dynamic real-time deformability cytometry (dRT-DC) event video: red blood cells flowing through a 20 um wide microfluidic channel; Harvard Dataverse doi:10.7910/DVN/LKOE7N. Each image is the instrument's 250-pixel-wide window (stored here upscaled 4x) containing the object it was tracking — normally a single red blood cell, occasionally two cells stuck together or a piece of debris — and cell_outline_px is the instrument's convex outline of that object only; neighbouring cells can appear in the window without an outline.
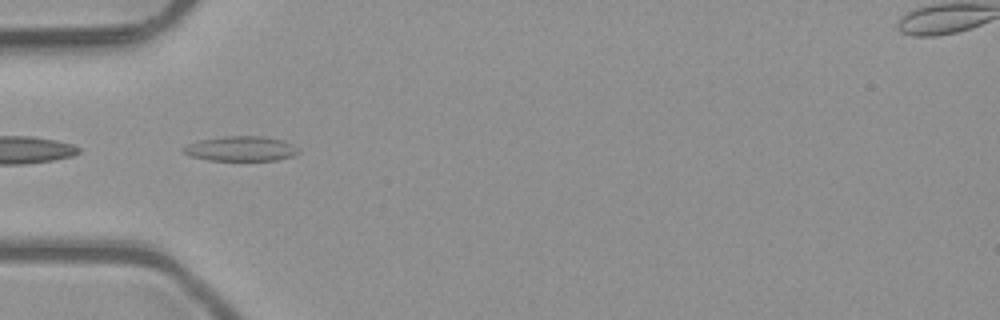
{"species": "common noctule bat (a hibernating species)", "species_latin": "Nyctalus noctula", "temperature_condition": "room temperature", "stored_images_in_passage": 3, "camera_frame_rate_fps": 3000, "um_per_image_px": 0.085, "animal": {"sex": "male", "body_mass_g": 23.1, "forearm_length_mm": 52.7}, "frame": {"image": 1, "passage_image": 1, "time_ms": 0.0, "image_size_px": [1000, 320], "cell_outline_px": [[300, 152], [292, 156], [276, 160], [208, 160], [192, 156], [184, 152], [180, 148], [188, 144], [200, 140], [224, 136], [264, 136], [284, 140], [300, 148]], "centroid_in_image_um": [20.51, 12.63], "position_along_channel_um": 64.5, "area_um2": 16.7}}
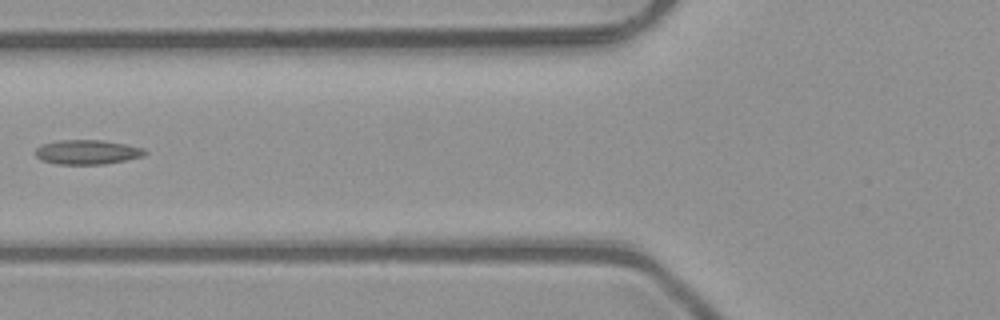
{"frame": {"image": 2, "passage_image": 2, "time_ms": 0.333, "image_size_px": [1000, 320], "cell_outline_px": [[148, 152], [144, 156], [104, 164], [56, 164], [40, 160], [36, 156], [36, 148], [40, 144], [60, 140], [104, 140], [144, 148]], "centroid_in_image_um": [7.4, 12.92], "position_along_channel_um": 118.4, "area_um2": 15.66}}
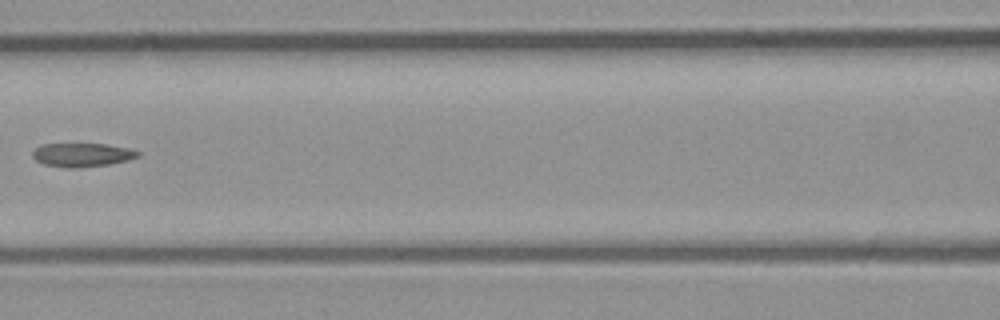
{"frame": {"image": 3, "passage_image": 3, "time_ms": 0.667, "image_size_px": [1000, 320], "cell_outline_px": [[140, 156], [128, 160], [108, 164], [80, 168], [68, 168], [44, 164], [36, 160], [32, 156], [32, 152], [36, 148], [44, 144], [104, 144], [128, 148], [140, 152]], "centroid_in_image_um": [6.98, 13.17], "position_along_channel_um": 159.6, "area_um2": 14.45}}